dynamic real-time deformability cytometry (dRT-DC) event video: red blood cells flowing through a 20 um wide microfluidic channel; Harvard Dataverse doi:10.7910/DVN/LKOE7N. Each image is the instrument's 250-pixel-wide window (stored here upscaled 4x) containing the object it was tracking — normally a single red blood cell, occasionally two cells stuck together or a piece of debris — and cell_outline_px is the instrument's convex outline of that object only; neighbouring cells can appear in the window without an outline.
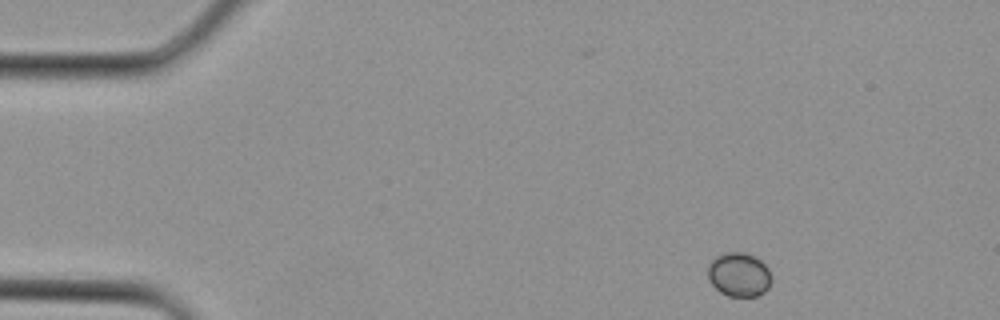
{"species": "Egyptian fruit bat (a non-hibernating species)", "species_latin": "Rousettus aegyptiacus", "temperature_condition": "cold", "stored_images_in_passage": 2, "camera_frame_rate_fps": 3000, "um_per_image_px": 0.085, "animal": {"sex": "female"}, "frame": {"image": 1, "passage_image": 1, "time_ms": 0.0, "image_size_px": [1000, 320], "cell_outline_px": [[768, 288], [764, 292], [756, 296], [728, 296], [720, 292], [712, 284], [708, 276], [708, 264], [716, 256], [728, 252], [744, 252], [756, 256], [768, 268]], "centroid_in_image_um": [62.78, 23.33], "position_along_channel_um": 22.2, "area_um2": 16.07}}